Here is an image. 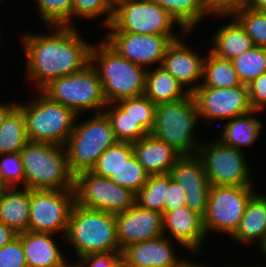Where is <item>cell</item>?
Masks as SVG:
<instances>
[{
  "instance_id": "cell-1",
  "label": "cell",
  "mask_w": 266,
  "mask_h": 267,
  "mask_svg": "<svg viewBox=\"0 0 266 267\" xmlns=\"http://www.w3.org/2000/svg\"><path fill=\"white\" fill-rule=\"evenodd\" d=\"M45 27L49 33L30 32L21 38L26 56V78L35 83L37 91L52 80L76 73L90 63L92 43L82 38L77 26Z\"/></svg>"
},
{
  "instance_id": "cell-2",
  "label": "cell",
  "mask_w": 266,
  "mask_h": 267,
  "mask_svg": "<svg viewBox=\"0 0 266 267\" xmlns=\"http://www.w3.org/2000/svg\"><path fill=\"white\" fill-rule=\"evenodd\" d=\"M90 64L100 78L107 103L144 95L148 69L120 56L103 39L92 44Z\"/></svg>"
},
{
  "instance_id": "cell-3",
  "label": "cell",
  "mask_w": 266,
  "mask_h": 267,
  "mask_svg": "<svg viewBox=\"0 0 266 267\" xmlns=\"http://www.w3.org/2000/svg\"><path fill=\"white\" fill-rule=\"evenodd\" d=\"M65 242L73 247L78 258L92 253L120 252L115 214L74 204Z\"/></svg>"
},
{
  "instance_id": "cell-4",
  "label": "cell",
  "mask_w": 266,
  "mask_h": 267,
  "mask_svg": "<svg viewBox=\"0 0 266 267\" xmlns=\"http://www.w3.org/2000/svg\"><path fill=\"white\" fill-rule=\"evenodd\" d=\"M25 188L30 190L74 189L65 146L28 141L20 150Z\"/></svg>"
},
{
  "instance_id": "cell-5",
  "label": "cell",
  "mask_w": 266,
  "mask_h": 267,
  "mask_svg": "<svg viewBox=\"0 0 266 267\" xmlns=\"http://www.w3.org/2000/svg\"><path fill=\"white\" fill-rule=\"evenodd\" d=\"M200 121L194 97L189 93L179 101L156 105L155 123L150 134L182 156L197 155L201 141L195 135H198L196 127Z\"/></svg>"
},
{
  "instance_id": "cell-6",
  "label": "cell",
  "mask_w": 266,
  "mask_h": 267,
  "mask_svg": "<svg viewBox=\"0 0 266 267\" xmlns=\"http://www.w3.org/2000/svg\"><path fill=\"white\" fill-rule=\"evenodd\" d=\"M36 92L39 93L36 98L17 103L25 117L29 141L65 146L78 115L42 91Z\"/></svg>"
},
{
  "instance_id": "cell-7",
  "label": "cell",
  "mask_w": 266,
  "mask_h": 267,
  "mask_svg": "<svg viewBox=\"0 0 266 267\" xmlns=\"http://www.w3.org/2000/svg\"><path fill=\"white\" fill-rule=\"evenodd\" d=\"M79 116L65 144L68 167L74 176L91 171L101 154L118 142L104 112L93 113L90 119L82 122L78 120Z\"/></svg>"
},
{
  "instance_id": "cell-8",
  "label": "cell",
  "mask_w": 266,
  "mask_h": 267,
  "mask_svg": "<svg viewBox=\"0 0 266 267\" xmlns=\"http://www.w3.org/2000/svg\"><path fill=\"white\" fill-rule=\"evenodd\" d=\"M175 25L181 32H173ZM108 32H129L144 35H166L173 41L186 31L154 0H125L113 11ZM181 33V34H180Z\"/></svg>"
},
{
  "instance_id": "cell-9",
  "label": "cell",
  "mask_w": 266,
  "mask_h": 267,
  "mask_svg": "<svg viewBox=\"0 0 266 267\" xmlns=\"http://www.w3.org/2000/svg\"><path fill=\"white\" fill-rule=\"evenodd\" d=\"M41 91L77 115L85 110L101 113L108 104L100 78L90 63L76 73L52 80Z\"/></svg>"
},
{
  "instance_id": "cell-10",
  "label": "cell",
  "mask_w": 266,
  "mask_h": 267,
  "mask_svg": "<svg viewBox=\"0 0 266 267\" xmlns=\"http://www.w3.org/2000/svg\"><path fill=\"white\" fill-rule=\"evenodd\" d=\"M254 185H210L206 212L203 216L204 230L229 235L237 230L250 198L257 192Z\"/></svg>"
},
{
  "instance_id": "cell-11",
  "label": "cell",
  "mask_w": 266,
  "mask_h": 267,
  "mask_svg": "<svg viewBox=\"0 0 266 267\" xmlns=\"http://www.w3.org/2000/svg\"><path fill=\"white\" fill-rule=\"evenodd\" d=\"M210 142H201L197 153L210 185H254L244 151L225 145L219 139Z\"/></svg>"
},
{
  "instance_id": "cell-12",
  "label": "cell",
  "mask_w": 266,
  "mask_h": 267,
  "mask_svg": "<svg viewBox=\"0 0 266 267\" xmlns=\"http://www.w3.org/2000/svg\"><path fill=\"white\" fill-rule=\"evenodd\" d=\"M74 194L75 204L113 214L132 207L136 197L132 190L91 171L80 172L74 176Z\"/></svg>"
},
{
  "instance_id": "cell-13",
  "label": "cell",
  "mask_w": 266,
  "mask_h": 267,
  "mask_svg": "<svg viewBox=\"0 0 266 267\" xmlns=\"http://www.w3.org/2000/svg\"><path fill=\"white\" fill-rule=\"evenodd\" d=\"M74 204V189L30 190L28 231L55 236L61 232L63 239Z\"/></svg>"
},
{
  "instance_id": "cell-14",
  "label": "cell",
  "mask_w": 266,
  "mask_h": 267,
  "mask_svg": "<svg viewBox=\"0 0 266 267\" xmlns=\"http://www.w3.org/2000/svg\"><path fill=\"white\" fill-rule=\"evenodd\" d=\"M192 95L200 120L204 121L206 126L214 121H228L252 111L248 85L216 88L205 87L201 84Z\"/></svg>"
},
{
  "instance_id": "cell-15",
  "label": "cell",
  "mask_w": 266,
  "mask_h": 267,
  "mask_svg": "<svg viewBox=\"0 0 266 267\" xmlns=\"http://www.w3.org/2000/svg\"><path fill=\"white\" fill-rule=\"evenodd\" d=\"M103 40L120 56L147 69L161 65L173 40L166 35L108 32Z\"/></svg>"
},
{
  "instance_id": "cell-16",
  "label": "cell",
  "mask_w": 266,
  "mask_h": 267,
  "mask_svg": "<svg viewBox=\"0 0 266 267\" xmlns=\"http://www.w3.org/2000/svg\"><path fill=\"white\" fill-rule=\"evenodd\" d=\"M190 33L192 32L184 33L169 45L160 67L169 72L184 89L187 87V92L192 94L202 84L205 56L187 45L185 35Z\"/></svg>"
},
{
  "instance_id": "cell-17",
  "label": "cell",
  "mask_w": 266,
  "mask_h": 267,
  "mask_svg": "<svg viewBox=\"0 0 266 267\" xmlns=\"http://www.w3.org/2000/svg\"><path fill=\"white\" fill-rule=\"evenodd\" d=\"M120 252L127 246L161 237L163 214L134 204L124 212L115 214Z\"/></svg>"
},
{
  "instance_id": "cell-18",
  "label": "cell",
  "mask_w": 266,
  "mask_h": 267,
  "mask_svg": "<svg viewBox=\"0 0 266 267\" xmlns=\"http://www.w3.org/2000/svg\"><path fill=\"white\" fill-rule=\"evenodd\" d=\"M169 174L184 189L186 207L203 217L208 203L210 182L202 160L197 155L182 156Z\"/></svg>"
},
{
  "instance_id": "cell-19",
  "label": "cell",
  "mask_w": 266,
  "mask_h": 267,
  "mask_svg": "<svg viewBox=\"0 0 266 267\" xmlns=\"http://www.w3.org/2000/svg\"><path fill=\"white\" fill-rule=\"evenodd\" d=\"M163 234L176 240L193 256L202 251L207 238L203 217L186 206L163 213Z\"/></svg>"
},
{
  "instance_id": "cell-20",
  "label": "cell",
  "mask_w": 266,
  "mask_h": 267,
  "mask_svg": "<svg viewBox=\"0 0 266 267\" xmlns=\"http://www.w3.org/2000/svg\"><path fill=\"white\" fill-rule=\"evenodd\" d=\"M173 242L175 241L162 235L152 240L132 244L122 251V258L128 265L139 267H178L183 257L177 256Z\"/></svg>"
},
{
  "instance_id": "cell-21",
  "label": "cell",
  "mask_w": 266,
  "mask_h": 267,
  "mask_svg": "<svg viewBox=\"0 0 266 267\" xmlns=\"http://www.w3.org/2000/svg\"><path fill=\"white\" fill-rule=\"evenodd\" d=\"M53 235L31 231L17 234L24 249L27 267H66L70 263Z\"/></svg>"
},
{
  "instance_id": "cell-22",
  "label": "cell",
  "mask_w": 266,
  "mask_h": 267,
  "mask_svg": "<svg viewBox=\"0 0 266 267\" xmlns=\"http://www.w3.org/2000/svg\"><path fill=\"white\" fill-rule=\"evenodd\" d=\"M133 155L149 175L167 174L182 157L173 147L151 134L132 143Z\"/></svg>"
},
{
  "instance_id": "cell-23",
  "label": "cell",
  "mask_w": 266,
  "mask_h": 267,
  "mask_svg": "<svg viewBox=\"0 0 266 267\" xmlns=\"http://www.w3.org/2000/svg\"><path fill=\"white\" fill-rule=\"evenodd\" d=\"M258 191L250 198L235 233L229 238L241 245L253 242L261 247L266 241V195Z\"/></svg>"
},
{
  "instance_id": "cell-24",
  "label": "cell",
  "mask_w": 266,
  "mask_h": 267,
  "mask_svg": "<svg viewBox=\"0 0 266 267\" xmlns=\"http://www.w3.org/2000/svg\"><path fill=\"white\" fill-rule=\"evenodd\" d=\"M215 17H231L227 24L221 26L210 42L213 45L209 51L214 55L232 61L237 56L242 55L255 45L244 28L232 15H213ZM224 16V17H223Z\"/></svg>"
},
{
  "instance_id": "cell-25",
  "label": "cell",
  "mask_w": 266,
  "mask_h": 267,
  "mask_svg": "<svg viewBox=\"0 0 266 267\" xmlns=\"http://www.w3.org/2000/svg\"><path fill=\"white\" fill-rule=\"evenodd\" d=\"M30 189L9 188L0 197V222L17 234L28 231Z\"/></svg>"
},
{
  "instance_id": "cell-26",
  "label": "cell",
  "mask_w": 266,
  "mask_h": 267,
  "mask_svg": "<svg viewBox=\"0 0 266 267\" xmlns=\"http://www.w3.org/2000/svg\"><path fill=\"white\" fill-rule=\"evenodd\" d=\"M260 111H254L229 119L221 127L223 128L220 138L225 145L244 151V147L253 146L260 137L262 131V121L257 119L256 114ZM256 116V117H255Z\"/></svg>"
},
{
  "instance_id": "cell-27",
  "label": "cell",
  "mask_w": 266,
  "mask_h": 267,
  "mask_svg": "<svg viewBox=\"0 0 266 267\" xmlns=\"http://www.w3.org/2000/svg\"><path fill=\"white\" fill-rule=\"evenodd\" d=\"M188 94L187 89L162 67L147 70L144 95L154 104L179 101Z\"/></svg>"
},
{
  "instance_id": "cell-28",
  "label": "cell",
  "mask_w": 266,
  "mask_h": 267,
  "mask_svg": "<svg viewBox=\"0 0 266 267\" xmlns=\"http://www.w3.org/2000/svg\"><path fill=\"white\" fill-rule=\"evenodd\" d=\"M159 3L186 32H195L203 19L211 17L204 0H154Z\"/></svg>"
},
{
  "instance_id": "cell-29",
  "label": "cell",
  "mask_w": 266,
  "mask_h": 267,
  "mask_svg": "<svg viewBox=\"0 0 266 267\" xmlns=\"http://www.w3.org/2000/svg\"><path fill=\"white\" fill-rule=\"evenodd\" d=\"M207 55L204 60L203 86L233 88L242 85L232 61L220 58L210 51Z\"/></svg>"
},
{
  "instance_id": "cell-30",
  "label": "cell",
  "mask_w": 266,
  "mask_h": 267,
  "mask_svg": "<svg viewBox=\"0 0 266 267\" xmlns=\"http://www.w3.org/2000/svg\"><path fill=\"white\" fill-rule=\"evenodd\" d=\"M28 141L25 117L16 105L6 115L0 129V154L18 153Z\"/></svg>"
},
{
  "instance_id": "cell-31",
  "label": "cell",
  "mask_w": 266,
  "mask_h": 267,
  "mask_svg": "<svg viewBox=\"0 0 266 267\" xmlns=\"http://www.w3.org/2000/svg\"><path fill=\"white\" fill-rule=\"evenodd\" d=\"M103 112L109 118L116 139L121 142H135L148 133L117 103H108Z\"/></svg>"
},
{
  "instance_id": "cell-32",
  "label": "cell",
  "mask_w": 266,
  "mask_h": 267,
  "mask_svg": "<svg viewBox=\"0 0 266 267\" xmlns=\"http://www.w3.org/2000/svg\"><path fill=\"white\" fill-rule=\"evenodd\" d=\"M171 180L169 173L149 175L145 185L136 193L135 204L143 209L163 214L166 189Z\"/></svg>"
},
{
  "instance_id": "cell-33",
  "label": "cell",
  "mask_w": 266,
  "mask_h": 267,
  "mask_svg": "<svg viewBox=\"0 0 266 267\" xmlns=\"http://www.w3.org/2000/svg\"><path fill=\"white\" fill-rule=\"evenodd\" d=\"M232 64L241 83L249 85L266 72V48L254 46L233 59Z\"/></svg>"
},
{
  "instance_id": "cell-34",
  "label": "cell",
  "mask_w": 266,
  "mask_h": 267,
  "mask_svg": "<svg viewBox=\"0 0 266 267\" xmlns=\"http://www.w3.org/2000/svg\"><path fill=\"white\" fill-rule=\"evenodd\" d=\"M132 155V143L118 141L101 154L91 172L110 178Z\"/></svg>"
},
{
  "instance_id": "cell-35",
  "label": "cell",
  "mask_w": 266,
  "mask_h": 267,
  "mask_svg": "<svg viewBox=\"0 0 266 267\" xmlns=\"http://www.w3.org/2000/svg\"><path fill=\"white\" fill-rule=\"evenodd\" d=\"M231 15L244 28L255 46L266 48V11L243 6Z\"/></svg>"
},
{
  "instance_id": "cell-36",
  "label": "cell",
  "mask_w": 266,
  "mask_h": 267,
  "mask_svg": "<svg viewBox=\"0 0 266 267\" xmlns=\"http://www.w3.org/2000/svg\"><path fill=\"white\" fill-rule=\"evenodd\" d=\"M44 26H71L72 0H34Z\"/></svg>"
},
{
  "instance_id": "cell-37",
  "label": "cell",
  "mask_w": 266,
  "mask_h": 267,
  "mask_svg": "<svg viewBox=\"0 0 266 267\" xmlns=\"http://www.w3.org/2000/svg\"><path fill=\"white\" fill-rule=\"evenodd\" d=\"M117 104L150 134L155 123L154 104L145 95L119 100Z\"/></svg>"
},
{
  "instance_id": "cell-38",
  "label": "cell",
  "mask_w": 266,
  "mask_h": 267,
  "mask_svg": "<svg viewBox=\"0 0 266 267\" xmlns=\"http://www.w3.org/2000/svg\"><path fill=\"white\" fill-rule=\"evenodd\" d=\"M149 174L132 155L109 179L115 184L132 190L135 194L145 185Z\"/></svg>"
},
{
  "instance_id": "cell-39",
  "label": "cell",
  "mask_w": 266,
  "mask_h": 267,
  "mask_svg": "<svg viewBox=\"0 0 266 267\" xmlns=\"http://www.w3.org/2000/svg\"><path fill=\"white\" fill-rule=\"evenodd\" d=\"M106 15L102 20L103 27L107 28L113 18V10L107 5L105 0H72L71 26L76 25L73 21L75 18L95 19ZM74 17V18H73Z\"/></svg>"
},
{
  "instance_id": "cell-40",
  "label": "cell",
  "mask_w": 266,
  "mask_h": 267,
  "mask_svg": "<svg viewBox=\"0 0 266 267\" xmlns=\"http://www.w3.org/2000/svg\"><path fill=\"white\" fill-rule=\"evenodd\" d=\"M0 174L9 188H19L20 185L25 188V171L20 152L0 154Z\"/></svg>"
},
{
  "instance_id": "cell-41",
  "label": "cell",
  "mask_w": 266,
  "mask_h": 267,
  "mask_svg": "<svg viewBox=\"0 0 266 267\" xmlns=\"http://www.w3.org/2000/svg\"><path fill=\"white\" fill-rule=\"evenodd\" d=\"M0 267H27L24 249L18 237L0 248Z\"/></svg>"
},
{
  "instance_id": "cell-42",
  "label": "cell",
  "mask_w": 266,
  "mask_h": 267,
  "mask_svg": "<svg viewBox=\"0 0 266 267\" xmlns=\"http://www.w3.org/2000/svg\"><path fill=\"white\" fill-rule=\"evenodd\" d=\"M122 257V252H104L85 255L73 262L75 267H113Z\"/></svg>"
},
{
  "instance_id": "cell-43",
  "label": "cell",
  "mask_w": 266,
  "mask_h": 267,
  "mask_svg": "<svg viewBox=\"0 0 266 267\" xmlns=\"http://www.w3.org/2000/svg\"><path fill=\"white\" fill-rule=\"evenodd\" d=\"M248 94L252 110L266 111V72L248 85Z\"/></svg>"
},
{
  "instance_id": "cell-44",
  "label": "cell",
  "mask_w": 266,
  "mask_h": 267,
  "mask_svg": "<svg viewBox=\"0 0 266 267\" xmlns=\"http://www.w3.org/2000/svg\"><path fill=\"white\" fill-rule=\"evenodd\" d=\"M186 193L179 183L173 179L169 182L168 189H166V196L164 202V213L174 210L178 207L186 206Z\"/></svg>"
},
{
  "instance_id": "cell-45",
  "label": "cell",
  "mask_w": 266,
  "mask_h": 267,
  "mask_svg": "<svg viewBox=\"0 0 266 267\" xmlns=\"http://www.w3.org/2000/svg\"><path fill=\"white\" fill-rule=\"evenodd\" d=\"M211 15H231L244 6L245 0H204Z\"/></svg>"
},
{
  "instance_id": "cell-46",
  "label": "cell",
  "mask_w": 266,
  "mask_h": 267,
  "mask_svg": "<svg viewBox=\"0 0 266 267\" xmlns=\"http://www.w3.org/2000/svg\"><path fill=\"white\" fill-rule=\"evenodd\" d=\"M17 237V233L10 227L0 222V248L10 243Z\"/></svg>"
},
{
  "instance_id": "cell-47",
  "label": "cell",
  "mask_w": 266,
  "mask_h": 267,
  "mask_svg": "<svg viewBox=\"0 0 266 267\" xmlns=\"http://www.w3.org/2000/svg\"><path fill=\"white\" fill-rule=\"evenodd\" d=\"M17 105V102L0 103V129L4 123L6 115Z\"/></svg>"
},
{
  "instance_id": "cell-48",
  "label": "cell",
  "mask_w": 266,
  "mask_h": 267,
  "mask_svg": "<svg viewBox=\"0 0 266 267\" xmlns=\"http://www.w3.org/2000/svg\"><path fill=\"white\" fill-rule=\"evenodd\" d=\"M244 7L258 11H266V0H245Z\"/></svg>"
},
{
  "instance_id": "cell-49",
  "label": "cell",
  "mask_w": 266,
  "mask_h": 267,
  "mask_svg": "<svg viewBox=\"0 0 266 267\" xmlns=\"http://www.w3.org/2000/svg\"><path fill=\"white\" fill-rule=\"evenodd\" d=\"M185 258H183V260L180 262L178 267H211V266H209V264L207 265V264H204L202 262L197 264V262L195 263V261L193 262L191 259H187V257H185Z\"/></svg>"
},
{
  "instance_id": "cell-50",
  "label": "cell",
  "mask_w": 266,
  "mask_h": 267,
  "mask_svg": "<svg viewBox=\"0 0 266 267\" xmlns=\"http://www.w3.org/2000/svg\"><path fill=\"white\" fill-rule=\"evenodd\" d=\"M125 0H105L107 5L114 11Z\"/></svg>"
},
{
  "instance_id": "cell-51",
  "label": "cell",
  "mask_w": 266,
  "mask_h": 267,
  "mask_svg": "<svg viewBox=\"0 0 266 267\" xmlns=\"http://www.w3.org/2000/svg\"><path fill=\"white\" fill-rule=\"evenodd\" d=\"M9 189V187L4 183L0 174V197Z\"/></svg>"
},
{
  "instance_id": "cell-52",
  "label": "cell",
  "mask_w": 266,
  "mask_h": 267,
  "mask_svg": "<svg viewBox=\"0 0 266 267\" xmlns=\"http://www.w3.org/2000/svg\"><path fill=\"white\" fill-rule=\"evenodd\" d=\"M113 267H129L127 262L121 257Z\"/></svg>"
},
{
  "instance_id": "cell-53",
  "label": "cell",
  "mask_w": 266,
  "mask_h": 267,
  "mask_svg": "<svg viewBox=\"0 0 266 267\" xmlns=\"http://www.w3.org/2000/svg\"><path fill=\"white\" fill-rule=\"evenodd\" d=\"M259 250L262 252L263 256L266 258V241L264 244L259 248Z\"/></svg>"
},
{
  "instance_id": "cell-54",
  "label": "cell",
  "mask_w": 266,
  "mask_h": 267,
  "mask_svg": "<svg viewBox=\"0 0 266 267\" xmlns=\"http://www.w3.org/2000/svg\"><path fill=\"white\" fill-rule=\"evenodd\" d=\"M230 267H231V266H230ZM232 267H233V266H232ZM235 267H260V266H259V265H258V266H256V265H254V266H252V265L249 266V265H248V266H247V264H246V265H244V266H243V265H241V266H236V265H235Z\"/></svg>"
},
{
  "instance_id": "cell-55",
  "label": "cell",
  "mask_w": 266,
  "mask_h": 267,
  "mask_svg": "<svg viewBox=\"0 0 266 267\" xmlns=\"http://www.w3.org/2000/svg\"><path fill=\"white\" fill-rule=\"evenodd\" d=\"M68 267H75V266L73 265V263L70 262V263L68 264Z\"/></svg>"
},
{
  "instance_id": "cell-56",
  "label": "cell",
  "mask_w": 266,
  "mask_h": 267,
  "mask_svg": "<svg viewBox=\"0 0 266 267\" xmlns=\"http://www.w3.org/2000/svg\"><path fill=\"white\" fill-rule=\"evenodd\" d=\"M0 29H1V28H0ZM0 32H1V30H0ZM2 36H3V35L0 33V45H1V43H2V42H1Z\"/></svg>"
},
{
  "instance_id": "cell-57",
  "label": "cell",
  "mask_w": 266,
  "mask_h": 267,
  "mask_svg": "<svg viewBox=\"0 0 266 267\" xmlns=\"http://www.w3.org/2000/svg\"><path fill=\"white\" fill-rule=\"evenodd\" d=\"M129 267H139V266H135V265H129Z\"/></svg>"
}]
</instances>
